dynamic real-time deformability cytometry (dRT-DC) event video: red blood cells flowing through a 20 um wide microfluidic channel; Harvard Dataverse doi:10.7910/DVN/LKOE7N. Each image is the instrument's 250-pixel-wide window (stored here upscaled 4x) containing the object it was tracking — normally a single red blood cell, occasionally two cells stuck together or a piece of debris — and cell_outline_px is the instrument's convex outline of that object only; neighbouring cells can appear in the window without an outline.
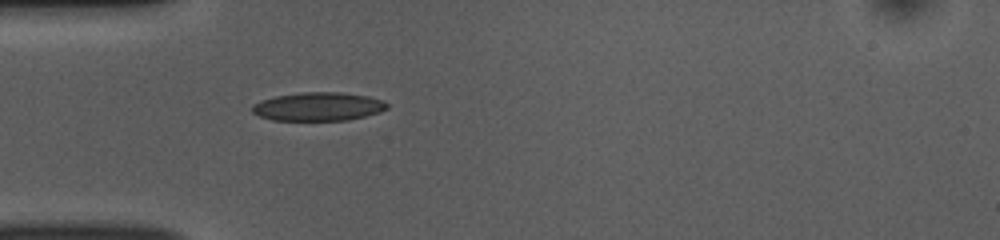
{"species": "common noctule bat (a hibernating species)", "species_latin": "Nyctalus noctula", "temperature_condition": "room temperature", "stored_images_in_passage": 37, "camera_frame_rate_fps": 3000, "um_per_image_px": 0.085, "animal": {"sex": "female", "body_mass_g": 10.0, "forearm_length_mm": 53.1}, "frame": {"image": 1, "passage_image": 1, "time_ms": 0.0, "image_size_px": [1000, 240], "cell_outline_px": [[388, 108], [380, 112], [348, 120], [272, 120], [260, 116], [252, 112], [252, 104], [260, 100], [276, 96], [300, 92], [344, 92], [368, 96], [384, 100], [388, 104]], "centroid_in_image_um": [27.06, 9.05], "position_along_channel_um": 57.9, "area_um2": 22.54}}
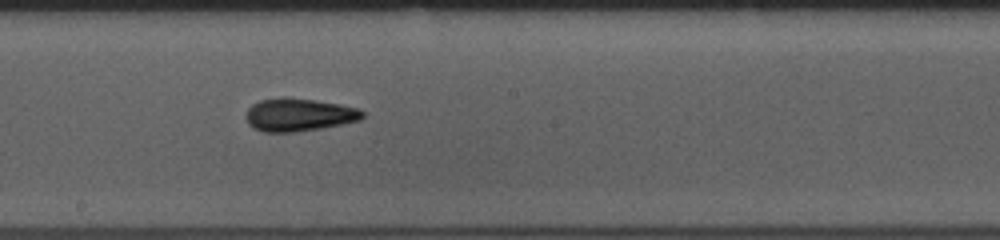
{"frame": {"image": 2, "passage_image": 14, "time_ms": 4.333, "image_size_px": [1000, 240], "cell_outline_px": [[364, 116], [360, 120], [324, 128], [296, 132], [264, 132], [252, 128], [248, 124], [244, 116], [248, 108], [252, 104], [260, 100], [280, 96], [284, 96], [316, 100], [340, 104], [360, 108], [364, 112]], "centroid_in_image_um": [25.38, 9.75], "position_along_channel_um": 222.8, "area_um2": 22.89}}
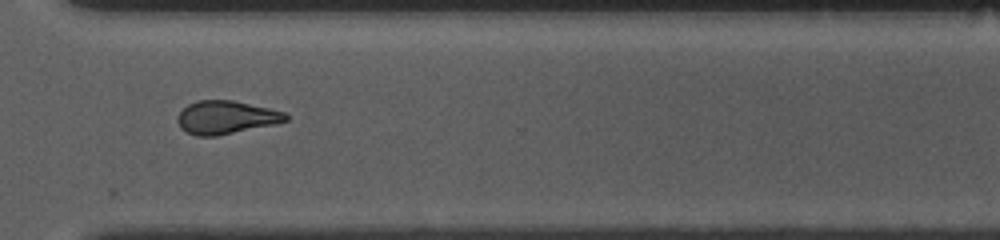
{"frame": {"image": 3, "passage_image": 24, "time_ms": 7.667, "image_size_px": [1000, 240], "cell_outline_px": [[288, 120], [272, 124], [216, 136], [196, 136], [180, 128], [176, 120], [176, 116], [188, 104], [196, 100], [232, 100], [268, 108], [284, 112], [288, 116]], "centroid_in_image_um": [19.15, 9.97], "position_along_channel_um": 351.5, "area_um2": 20.69}, "authors_computed_cell_mechanics": {"area_um2": 20.9814, "velocity_mm_per_s": 3.8692, "shape_relaxation_time_tau1_ms": 6.3986, "shape_relaxation_time_tau2_ms": 3.8169, "deformation_change_tau1": 0.1629, "deformation_change_tau2": 0.1182}}